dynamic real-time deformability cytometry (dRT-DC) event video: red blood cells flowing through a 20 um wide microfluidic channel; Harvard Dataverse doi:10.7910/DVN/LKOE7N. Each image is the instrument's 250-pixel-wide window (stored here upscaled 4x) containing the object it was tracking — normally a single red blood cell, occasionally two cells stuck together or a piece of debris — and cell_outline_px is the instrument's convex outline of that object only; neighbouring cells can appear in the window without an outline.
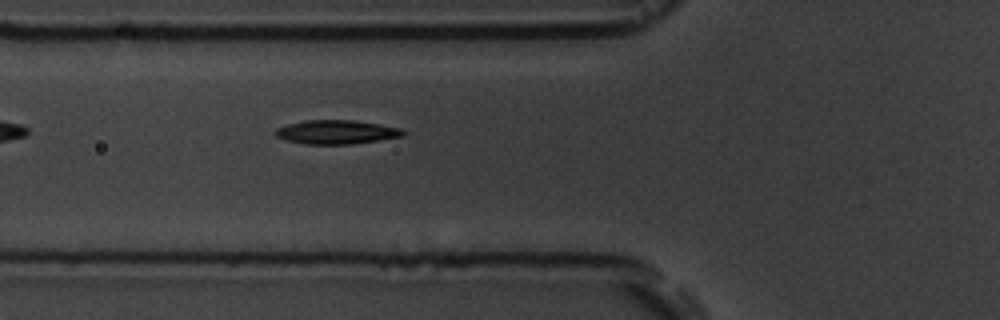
{"species": "common noctule bat (a hibernating species)", "species_latin": "Nyctalus noctula", "temperature_condition": "room temperature", "stored_images_in_passage": 4, "camera_frame_rate_fps": 3000, "um_per_image_px": 0.085, "animal": {"sex": "male", "body_mass_g": 19.5, "forearm_length_mm": 54.6}, "frame": {"image": 1, "passage_image": 4, "time_ms": 4.333, "image_size_px": [1000, 320], "cell_outline_px": [[408, 132], [404, 136], [380, 140], [352, 144], [304, 144], [288, 140], [276, 136], [272, 132], [276, 128], [288, 124], [304, 120], [352, 120], [404, 128]], "centroid_in_image_um": [28.64, 11.22], "position_along_channel_um": 97.2, "area_um2": 17.98}}